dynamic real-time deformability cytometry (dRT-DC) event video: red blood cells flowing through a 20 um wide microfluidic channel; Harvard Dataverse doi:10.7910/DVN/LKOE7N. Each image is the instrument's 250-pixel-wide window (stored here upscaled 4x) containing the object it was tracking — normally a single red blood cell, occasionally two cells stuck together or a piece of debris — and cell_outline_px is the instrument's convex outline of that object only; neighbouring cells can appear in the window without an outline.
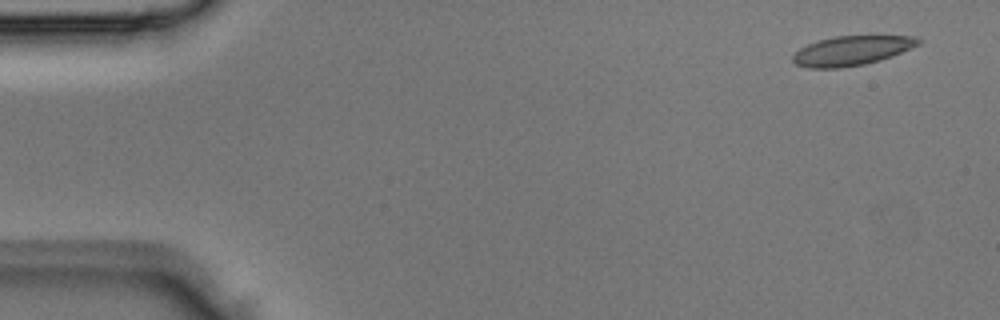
{"species": "Egyptian fruit bat (a non-hibernating species)", "species_latin": "Rousettus aegyptiacus", "temperature_condition": "room temperature", "stored_images_in_passage": 4, "camera_frame_rate_fps": 3000, "um_per_image_px": 0.085, "animal": {"sex": "male"}, "frame": {"image": 1, "passage_image": 1, "time_ms": 0.0, "image_size_px": [1000, 320], "cell_outline_px": [[920, 44], [892, 56], [880, 60], [864, 64], [840, 68], [808, 68], [796, 64], [792, 60], [792, 56], [800, 48], [808, 44], [820, 40], [836, 36], [872, 32], [916, 36], [920, 40]], "centroid_in_image_um": [72.49, 4.24], "position_along_channel_um": 12.5, "area_um2": 22.54}}
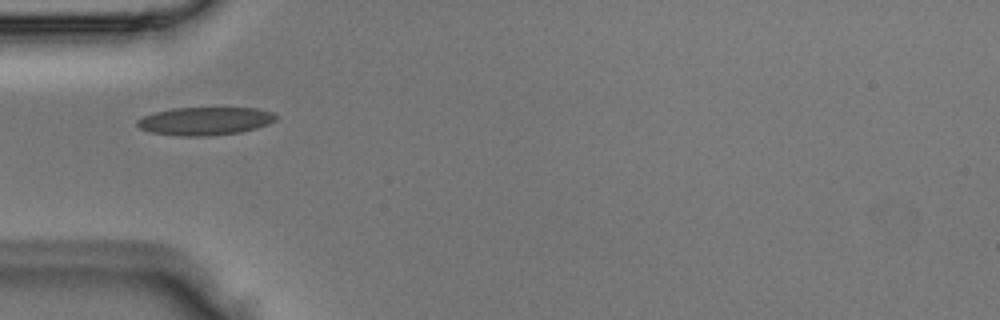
{"frame": {"image": 2, "passage_image": 4, "time_ms": 1.0, "image_size_px": [1000, 320], "cell_outline_px": [[276, 120], [268, 124], [256, 128], [240, 132], [212, 136], [180, 136], [148, 132], [140, 128], [136, 124], [136, 120], [144, 116], [156, 112], [172, 108], [256, 108], [272, 112], [276, 116]], "centroid_in_image_um": [17.41, 10.3], "position_along_channel_um": 67.6, "area_um2": 22.72}}